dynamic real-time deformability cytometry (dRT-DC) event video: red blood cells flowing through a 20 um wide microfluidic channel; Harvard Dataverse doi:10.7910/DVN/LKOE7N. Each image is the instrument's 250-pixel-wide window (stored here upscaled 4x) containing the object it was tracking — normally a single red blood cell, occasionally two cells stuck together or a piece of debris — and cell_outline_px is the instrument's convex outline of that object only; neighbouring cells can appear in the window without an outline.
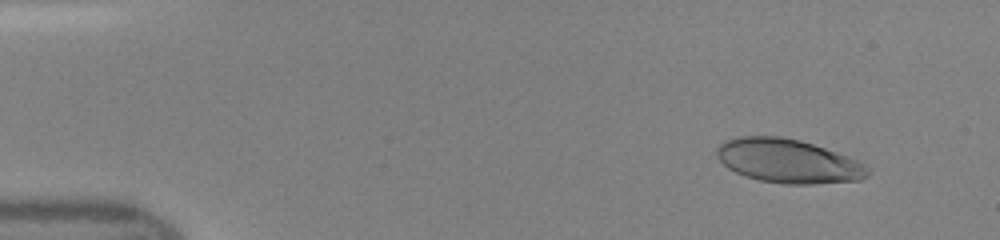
{"species": "human", "species_latin": "Homo sapiens", "temperature_condition": "room temperature", "stored_images_in_passage": 40, "camera_frame_rate_fps": 3000, "um_per_image_px": 0.085, "donor": {"sex": "female"}, "frame": {"image": 1, "passage_image": 5, "time_ms": 1.333, "image_size_px": [1000, 240], "cell_outline_px": [[868, 176], [860, 180], [812, 184], [784, 184], [760, 180], [744, 176], [728, 168], [716, 156], [716, 148], [724, 140], [740, 136], [780, 136], [800, 140], [848, 156], [864, 164], [868, 168]], "centroid_in_image_um": [66.96, 13.69], "position_along_channel_um": 18.0, "area_um2": 38.55}}
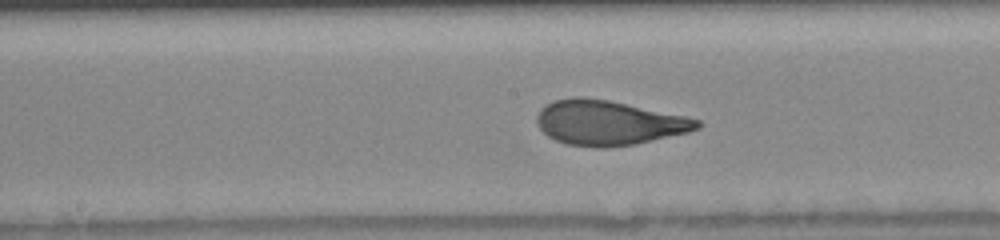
{"frame": {"image": 2, "passage_image": 25, "time_ms": 8.0, "image_size_px": [1000, 240], "cell_outline_px": [[704, 124], [700, 128], [688, 132], [636, 144], [604, 148], [592, 148], [568, 144], [556, 140], [548, 136], [540, 128], [536, 120], [536, 116], [548, 104], [556, 100], [576, 96], [584, 96], [608, 100], [684, 116], [700, 120]], "centroid_in_image_um": [51.75, 10.45], "position_along_channel_um": 196.4, "area_um2": 41.56}}
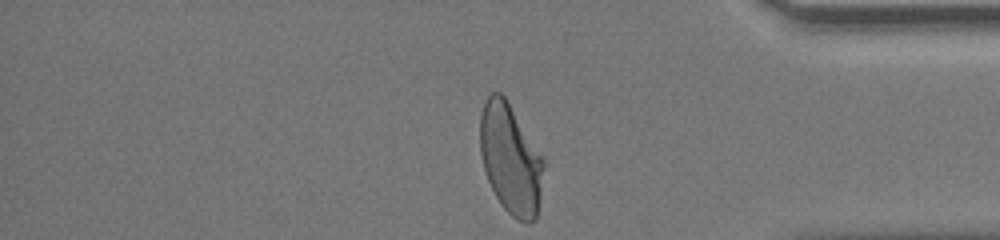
{"frame": {"image": 3, "passage_image": 40, "time_ms": 13.0, "image_size_px": [1000, 240], "cell_outline_px": [[544, 168], [540, 196], [536, 220], [528, 224], [524, 224], [516, 220], [500, 204], [488, 180], [484, 168], [480, 152], [480, 116], [484, 104], [488, 96], [492, 92], [500, 92], [504, 96], [544, 156]], "centroid_in_image_um": [43.41, 13.54], "position_along_channel_um": 391.8, "area_um2": 40.98}}